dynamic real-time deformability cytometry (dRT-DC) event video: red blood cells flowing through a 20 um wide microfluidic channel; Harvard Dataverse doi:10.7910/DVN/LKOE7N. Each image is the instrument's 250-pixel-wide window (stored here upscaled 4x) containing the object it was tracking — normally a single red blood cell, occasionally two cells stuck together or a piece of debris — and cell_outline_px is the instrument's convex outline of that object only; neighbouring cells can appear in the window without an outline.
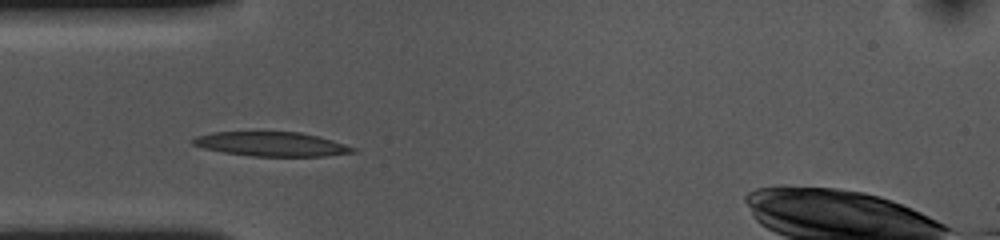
{"species": "common noctule bat (a hibernating species)", "species_latin": "Nyctalus noctula", "temperature_condition": "cold", "stored_images_in_passage": 33, "camera_frame_rate_fps": 3000, "um_per_image_px": 0.085, "animal": {"sex": "female", "body_mass_g": 10.0, "forearm_length_mm": 53.1}, "frame": {"image": 1, "passage_image": 1, "time_ms": 0.0, "image_size_px": [1000, 240], "cell_outline_px": [[356, 152], [324, 156], [252, 156], [224, 152], [204, 148], [192, 144], [192, 140], [196, 136], [212, 132], [300, 132], [320, 136], [356, 148]], "centroid_in_image_um": [23.09, 12.24], "position_along_channel_um": 61.9, "area_um2": 22.54}}
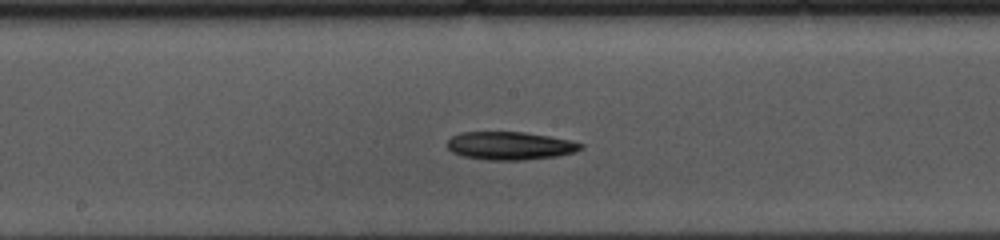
{"frame": {"image": 2, "passage_image": 13, "time_ms": 4.0, "image_size_px": [1000, 240], "cell_outline_px": [[584, 148], [576, 152], [556, 156], [520, 160], [488, 160], [464, 156], [452, 152], [448, 148], [448, 140], [452, 136], [460, 132], [524, 132], [572, 140], [584, 144]], "centroid_in_image_um": [43.38, 12.38], "position_along_channel_um": 204.8, "area_um2": 21.85}}
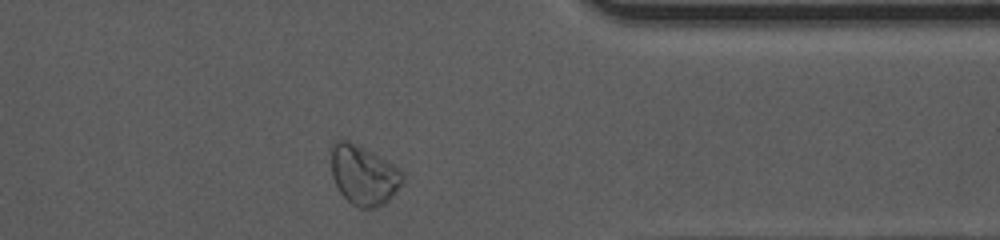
{"frame": {"image": 3, "passage_image": 29, "time_ms": 9.333, "image_size_px": [1000, 240], "cell_outline_px": [[404, 180], [388, 200], [376, 208], [360, 208], [352, 204], [340, 192], [332, 176], [332, 144], [336, 140], [348, 140], [372, 152], [392, 164], [404, 176]], "centroid_in_image_um": [30.89, 14.88], "position_along_channel_um": 380.5, "area_um2": 24.28}, "authors_computed_cell_mechanics": {"area_um2": 21.8484, "velocity_mm_per_s": 3.5691, "shape_relaxation_time_tau1_ms": 9.0262, "shape_relaxation_time_tau2_ms": null, "deformation_change_tau1": 0.1693, "deformation_change_tau2": null}}